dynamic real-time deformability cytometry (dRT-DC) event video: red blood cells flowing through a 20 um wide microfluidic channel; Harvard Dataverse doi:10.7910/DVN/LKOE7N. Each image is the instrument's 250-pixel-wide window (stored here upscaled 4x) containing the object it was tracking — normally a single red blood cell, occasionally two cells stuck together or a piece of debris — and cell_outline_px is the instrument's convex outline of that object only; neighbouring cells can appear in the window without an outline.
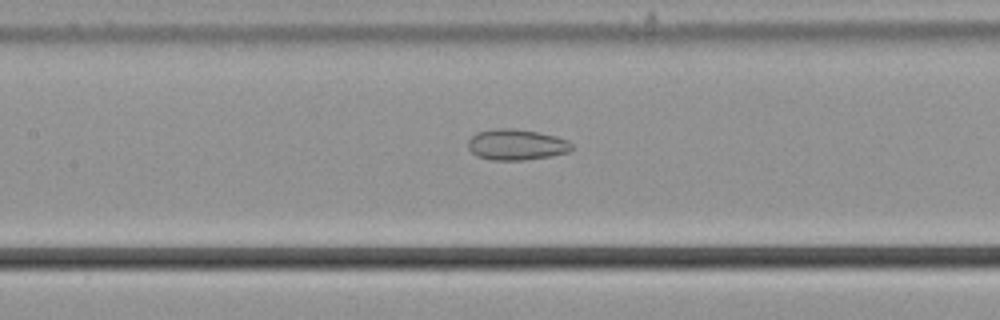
{"species": "common noctule bat (a hibernating species)", "species_latin": "Nyctalus noctula", "temperature_condition": "cold", "stored_images_in_passage": 56, "camera_frame_rate_fps": 3000, "um_per_image_px": 0.085, "animal": {"sex": "male", "body_mass_g": 21.5, "forearm_length_mm": 52.0}, "frame": {"image": 1, "passage_image": 26, "time_ms": 8.333, "image_size_px": [1000, 320], "cell_outline_px": [[572, 148], [568, 152], [552, 156], [524, 160], [492, 160], [476, 156], [468, 148], [468, 140], [476, 132], [492, 128], [516, 128], [556, 136], [568, 140], [572, 144]], "centroid_in_image_um": [43.87, 12.29], "position_along_channel_um": 163.5, "area_um2": 18.84}}
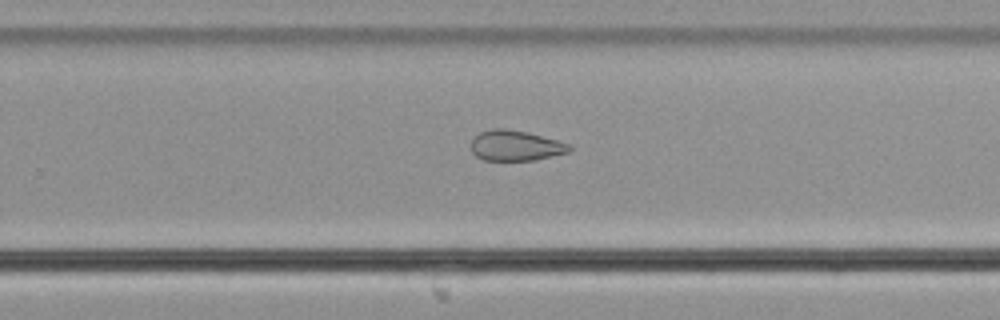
{"frame": {"image": 2, "passage_image": 36, "time_ms": 11.667, "image_size_px": [1000, 320], "cell_outline_px": [[572, 148], [568, 152], [536, 160], [484, 160], [476, 156], [472, 152], [472, 140], [480, 132], [492, 128], [504, 128], [528, 132], [572, 144]], "centroid_in_image_um": [43.85, 12.37], "position_along_channel_um": 286.0, "area_um2": 17.46}}
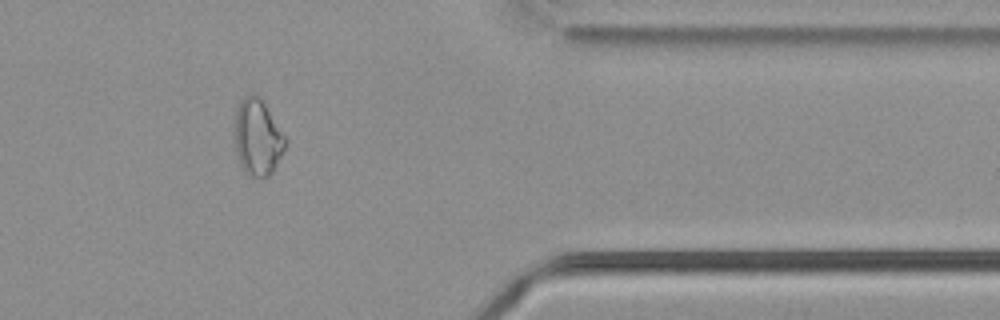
{"frame": {"image": 3, "passage_image": 46, "time_ms": 15.0, "image_size_px": [1000, 320], "cell_outline_px": [[288, 140], [284, 152], [272, 172], [268, 176], [252, 176], [240, 164], [236, 152], [236, 108], [240, 100], [244, 96], [252, 92], [256, 92], [260, 96]], "centroid_in_image_um": [21.93, 11.61], "position_along_channel_um": 389.5, "area_um2": 22.43}, "authors_computed_cell_mechanics": {"area_um2": 23.4379, "velocity_mm_per_s": 3.6873, "shape_relaxation_time_tau1_ms": null, "shape_relaxation_time_tau2_ms": 5.6996, "deformation_change_tau1": null, "deformation_change_tau2": 0.1309}}